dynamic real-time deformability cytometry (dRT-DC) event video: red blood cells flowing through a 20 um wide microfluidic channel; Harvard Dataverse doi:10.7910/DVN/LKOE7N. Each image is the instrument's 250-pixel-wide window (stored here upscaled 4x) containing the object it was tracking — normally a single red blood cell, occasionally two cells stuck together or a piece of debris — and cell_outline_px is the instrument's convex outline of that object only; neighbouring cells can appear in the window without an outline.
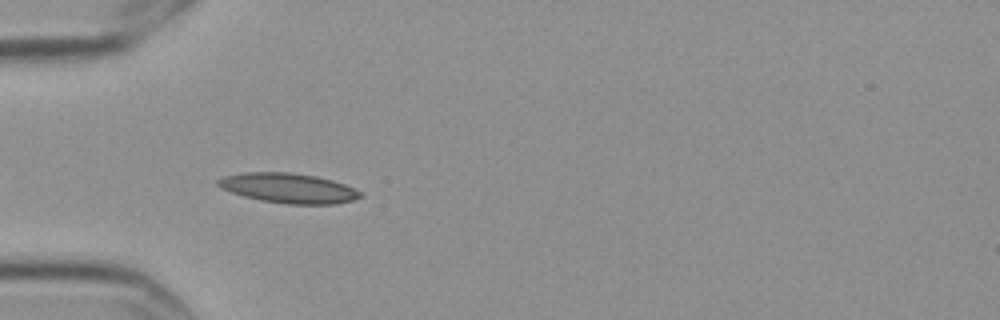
{"species": "Egyptian fruit bat (a non-hibernating species)", "species_latin": "Rousettus aegyptiacus", "temperature_condition": "cold", "stored_images_in_passage": 7, "camera_frame_rate_fps": 3000, "um_per_image_px": 0.085, "frame": {"image": 1, "passage_image": 5, "time_ms": 1.333, "image_size_px": [1000, 320], "cell_outline_px": [[364, 196], [352, 200], [336, 204], [288, 204], [260, 200], [244, 196], [220, 188], [216, 184], [216, 180], [224, 176], [244, 172], [288, 172], [316, 176], [332, 180], [356, 188]], "centroid_in_image_um": [24.52, 15.99], "position_along_channel_um": 60.5, "area_um2": 24.8}}
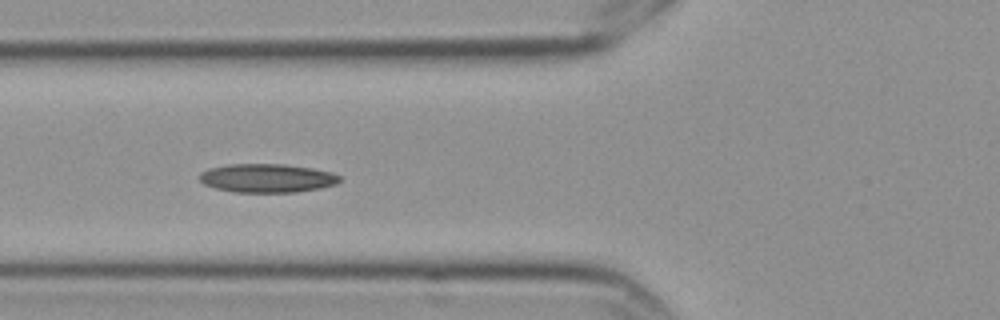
{"frame": {"image": 2, "passage_image": 6, "time_ms": 1.667, "image_size_px": [1000, 320], "cell_outline_px": [[340, 180], [336, 184], [320, 188], [296, 192], [236, 192], [216, 188], [204, 184], [200, 180], [200, 172], [208, 168], [228, 164], [284, 164], [312, 168], [332, 172], [340, 176]], "centroid_in_image_um": [22.7, 15.13], "position_along_channel_um": 103.1, "area_um2": 23.41}}
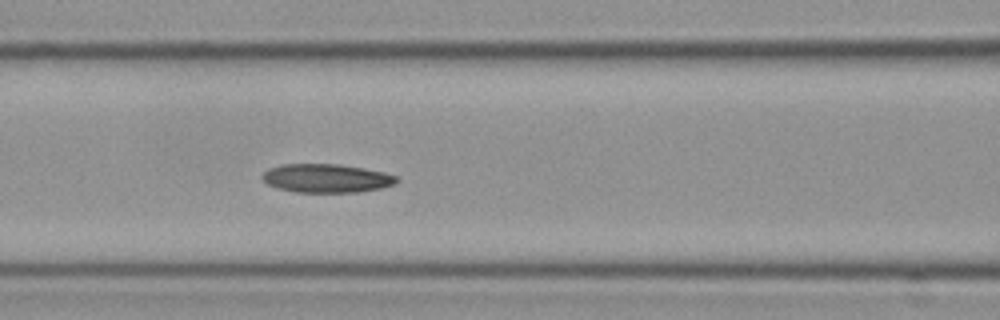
{"frame": {"image": 3, "passage_image": 7, "time_ms": 2.0, "image_size_px": [1000, 320], "cell_outline_px": [[400, 180], [396, 184], [380, 188], [356, 192], [296, 192], [276, 188], [268, 184], [260, 176], [268, 168], [280, 164], [340, 164], [384, 172], [396, 176]], "centroid_in_image_um": [27.73, 15.15], "position_along_channel_um": 138.9, "area_um2": 22.48}}